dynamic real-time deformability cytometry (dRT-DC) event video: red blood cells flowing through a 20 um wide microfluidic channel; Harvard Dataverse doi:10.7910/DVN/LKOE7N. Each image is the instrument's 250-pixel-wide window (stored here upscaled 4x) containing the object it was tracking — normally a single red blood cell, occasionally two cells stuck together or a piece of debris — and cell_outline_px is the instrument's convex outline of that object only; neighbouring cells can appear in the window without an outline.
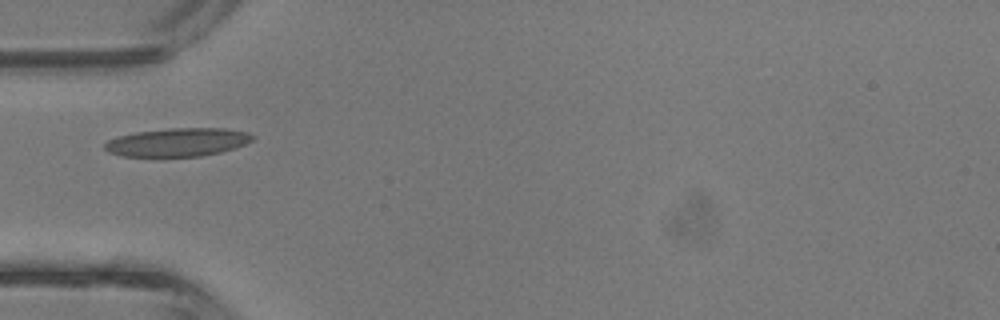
{"species": "common noctule bat (a hibernating species)", "species_latin": "Nyctalus noctula", "temperature_condition": "room temperature", "stored_images_in_passage": 6, "camera_frame_rate_fps": 3000, "um_per_image_px": 0.085, "animal": {"sex": "male", "body_mass_g": 13.3}, "frame": {"image": 1, "passage_image": 5, "time_ms": 1.333, "image_size_px": [1000, 320], "cell_outline_px": [[256, 136], [252, 140], [236, 148], [220, 152], [200, 156], [120, 156], [108, 152], [104, 148], [104, 144], [108, 140], [116, 136], [136, 132], [172, 128], [224, 128], [248, 132]], "centroid_in_image_um": [15.09, 12.08], "position_along_channel_um": 69.9, "area_um2": 24.45}}
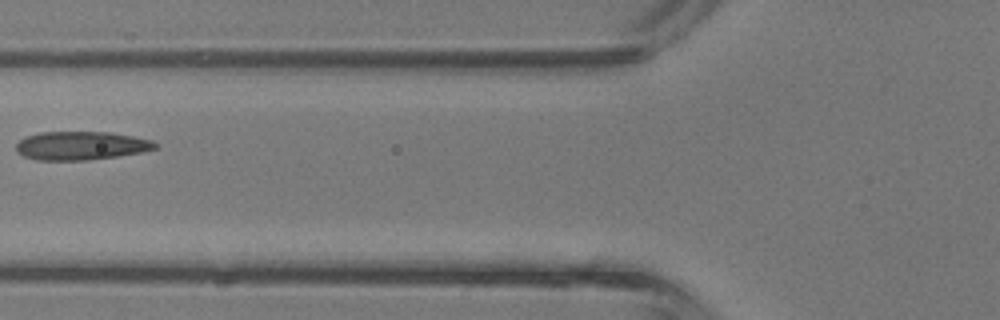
{"frame": {"image": 2, "passage_image": 6, "time_ms": 1.667, "image_size_px": [1000, 320], "cell_outline_px": [[160, 144], [156, 148], [140, 152], [116, 156], [88, 160], [36, 160], [24, 156], [16, 152], [16, 144], [24, 136], [40, 132], [112, 132], [152, 140]], "centroid_in_image_um": [6.87, 12.37], "position_along_channel_um": 118.9, "area_um2": 23.18}}